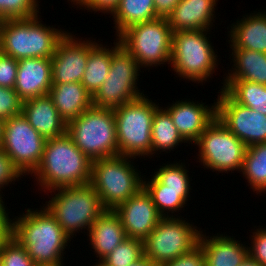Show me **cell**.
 <instances>
[{
	"label": "cell",
	"mask_w": 266,
	"mask_h": 266,
	"mask_svg": "<svg viewBox=\"0 0 266 266\" xmlns=\"http://www.w3.org/2000/svg\"><path fill=\"white\" fill-rule=\"evenodd\" d=\"M25 213L13 219L12 237L36 266H64L63 252L70 237L46 207L36 211L28 208Z\"/></svg>",
	"instance_id": "cell-1"
},
{
	"label": "cell",
	"mask_w": 266,
	"mask_h": 266,
	"mask_svg": "<svg viewBox=\"0 0 266 266\" xmlns=\"http://www.w3.org/2000/svg\"><path fill=\"white\" fill-rule=\"evenodd\" d=\"M92 161L65 134L46 139L41 162L32 173L44 192L90 184ZM46 189L47 191H45Z\"/></svg>",
	"instance_id": "cell-2"
},
{
	"label": "cell",
	"mask_w": 266,
	"mask_h": 266,
	"mask_svg": "<svg viewBox=\"0 0 266 266\" xmlns=\"http://www.w3.org/2000/svg\"><path fill=\"white\" fill-rule=\"evenodd\" d=\"M38 17L3 20L0 37L1 52L17 61L27 58H51L57 43L67 31L43 25Z\"/></svg>",
	"instance_id": "cell-3"
},
{
	"label": "cell",
	"mask_w": 266,
	"mask_h": 266,
	"mask_svg": "<svg viewBox=\"0 0 266 266\" xmlns=\"http://www.w3.org/2000/svg\"><path fill=\"white\" fill-rule=\"evenodd\" d=\"M132 158L119 155L92 161L90 185L106 210H115L143 188V176Z\"/></svg>",
	"instance_id": "cell-4"
},
{
	"label": "cell",
	"mask_w": 266,
	"mask_h": 266,
	"mask_svg": "<svg viewBox=\"0 0 266 266\" xmlns=\"http://www.w3.org/2000/svg\"><path fill=\"white\" fill-rule=\"evenodd\" d=\"M67 133L91 161L119 156L113 109L92 105L67 123Z\"/></svg>",
	"instance_id": "cell-5"
},
{
	"label": "cell",
	"mask_w": 266,
	"mask_h": 266,
	"mask_svg": "<svg viewBox=\"0 0 266 266\" xmlns=\"http://www.w3.org/2000/svg\"><path fill=\"white\" fill-rule=\"evenodd\" d=\"M158 108L148 96L142 95L113 109L119 155L133 160L136 156L152 155V121Z\"/></svg>",
	"instance_id": "cell-6"
},
{
	"label": "cell",
	"mask_w": 266,
	"mask_h": 266,
	"mask_svg": "<svg viewBox=\"0 0 266 266\" xmlns=\"http://www.w3.org/2000/svg\"><path fill=\"white\" fill-rule=\"evenodd\" d=\"M49 192L56 193L43 207L55 217L71 239L80 229H86L88 233L91 225L106 211L90 184L61 187Z\"/></svg>",
	"instance_id": "cell-7"
},
{
	"label": "cell",
	"mask_w": 266,
	"mask_h": 266,
	"mask_svg": "<svg viewBox=\"0 0 266 266\" xmlns=\"http://www.w3.org/2000/svg\"><path fill=\"white\" fill-rule=\"evenodd\" d=\"M209 31L211 30L173 33L170 65L179 77L203 83L215 72L218 56L207 37Z\"/></svg>",
	"instance_id": "cell-8"
},
{
	"label": "cell",
	"mask_w": 266,
	"mask_h": 266,
	"mask_svg": "<svg viewBox=\"0 0 266 266\" xmlns=\"http://www.w3.org/2000/svg\"><path fill=\"white\" fill-rule=\"evenodd\" d=\"M172 36L167 18L158 17L128 27L117 38L139 67L147 68L170 64Z\"/></svg>",
	"instance_id": "cell-9"
},
{
	"label": "cell",
	"mask_w": 266,
	"mask_h": 266,
	"mask_svg": "<svg viewBox=\"0 0 266 266\" xmlns=\"http://www.w3.org/2000/svg\"><path fill=\"white\" fill-rule=\"evenodd\" d=\"M116 41L115 46L111 48L108 77L92 96V104L95 107L115 109L144 95L137 87L140 73L138 62L118 38Z\"/></svg>",
	"instance_id": "cell-10"
},
{
	"label": "cell",
	"mask_w": 266,
	"mask_h": 266,
	"mask_svg": "<svg viewBox=\"0 0 266 266\" xmlns=\"http://www.w3.org/2000/svg\"><path fill=\"white\" fill-rule=\"evenodd\" d=\"M182 218L162 217L144 240V256L161 264L190 253L198 246L200 230Z\"/></svg>",
	"instance_id": "cell-11"
},
{
	"label": "cell",
	"mask_w": 266,
	"mask_h": 266,
	"mask_svg": "<svg viewBox=\"0 0 266 266\" xmlns=\"http://www.w3.org/2000/svg\"><path fill=\"white\" fill-rule=\"evenodd\" d=\"M199 147V162L213 171H240L247 146L216 118L194 143Z\"/></svg>",
	"instance_id": "cell-12"
},
{
	"label": "cell",
	"mask_w": 266,
	"mask_h": 266,
	"mask_svg": "<svg viewBox=\"0 0 266 266\" xmlns=\"http://www.w3.org/2000/svg\"><path fill=\"white\" fill-rule=\"evenodd\" d=\"M46 139L21 113L4 121L0 148L24 175L32 174L41 162Z\"/></svg>",
	"instance_id": "cell-13"
},
{
	"label": "cell",
	"mask_w": 266,
	"mask_h": 266,
	"mask_svg": "<svg viewBox=\"0 0 266 266\" xmlns=\"http://www.w3.org/2000/svg\"><path fill=\"white\" fill-rule=\"evenodd\" d=\"M220 90L216 102L218 120L247 147L266 143V115L237 103Z\"/></svg>",
	"instance_id": "cell-14"
},
{
	"label": "cell",
	"mask_w": 266,
	"mask_h": 266,
	"mask_svg": "<svg viewBox=\"0 0 266 266\" xmlns=\"http://www.w3.org/2000/svg\"><path fill=\"white\" fill-rule=\"evenodd\" d=\"M78 39L67 32L57 43L55 53L51 57L52 84L82 81L89 52L97 43L92 40Z\"/></svg>",
	"instance_id": "cell-15"
},
{
	"label": "cell",
	"mask_w": 266,
	"mask_h": 266,
	"mask_svg": "<svg viewBox=\"0 0 266 266\" xmlns=\"http://www.w3.org/2000/svg\"><path fill=\"white\" fill-rule=\"evenodd\" d=\"M114 211L121 218L127 238L142 241L148 237L162 218L151 196L144 188L120 204Z\"/></svg>",
	"instance_id": "cell-16"
},
{
	"label": "cell",
	"mask_w": 266,
	"mask_h": 266,
	"mask_svg": "<svg viewBox=\"0 0 266 266\" xmlns=\"http://www.w3.org/2000/svg\"><path fill=\"white\" fill-rule=\"evenodd\" d=\"M204 106L194 101H176L165 107L181 137L189 144L197 141L203 131L217 118L216 102ZM167 108V109H166Z\"/></svg>",
	"instance_id": "cell-17"
},
{
	"label": "cell",
	"mask_w": 266,
	"mask_h": 266,
	"mask_svg": "<svg viewBox=\"0 0 266 266\" xmlns=\"http://www.w3.org/2000/svg\"><path fill=\"white\" fill-rule=\"evenodd\" d=\"M51 86V58H27L18 60L14 90L23 101L49 94Z\"/></svg>",
	"instance_id": "cell-18"
},
{
	"label": "cell",
	"mask_w": 266,
	"mask_h": 266,
	"mask_svg": "<svg viewBox=\"0 0 266 266\" xmlns=\"http://www.w3.org/2000/svg\"><path fill=\"white\" fill-rule=\"evenodd\" d=\"M22 114L45 139L58 137L67 132V123L59 115L48 94L24 101Z\"/></svg>",
	"instance_id": "cell-19"
},
{
	"label": "cell",
	"mask_w": 266,
	"mask_h": 266,
	"mask_svg": "<svg viewBox=\"0 0 266 266\" xmlns=\"http://www.w3.org/2000/svg\"><path fill=\"white\" fill-rule=\"evenodd\" d=\"M218 0H181L167 17L173 33L190 30H209L214 21Z\"/></svg>",
	"instance_id": "cell-20"
},
{
	"label": "cell",
	"mask_w": 266,
	"mask_h": 266,
	"mask_svg": "<svg viewBox=\"0 0 266 266\" xmlns=\"http://www.w3.org/2000/svg\"><path fill=\"white\" fill-rule=\"evenodd\" d=\"M201 231L198 246L202 249L205 266H240L248 255V247L235 238L207 236ZM210 238V239H209Z\"/></svg>",
	"instance_id": "cell-21"
},
{
	"label": "cell",
	"mask_w": 266,
	"mask_h": 266,
	"mask_svg": "<svg viewBox=\"0 0 266 266\" xmlns=\"http://www.w3.org/2000/svg\"><path fill=\"white\" fill-rule=\"evenodd\" d=\"M88 232L92 249L99 257L97 264L127 239L121 218L114 210H106Z\"/></svg>",
	"instance_id": "cell-22"
},
{
	"label": "cell",
	"mask_w": 266,
	"mask_h": 266,
	"mask_svg": "<svg viewBox=\"0 0 266 266\" xmlns=\"http://www.w3.org/2000/svg\"><path fill=\"white\" fill-rule=\"evenodd\" d=\"M243 17L230 26V48L266 53V11Z\"/></svg>",
	"instance_id": "cell-23"
},
{
	"label": "cell",
	"mask_w": 266,
	"mask_h": 266,
	"mask_svg": "<svg viewBox=\"0 0 266 266\" xmlns=\"http://www.w3.org/2000/svg\"><path fill=\"white\" fill-rule=\"evenodd\" d=\"M48 95L66 123L79 117L93 105L91 94L81 82L52 84Z\"/></svg>",
	"instance_id": "cell-24"
},
{
	"label": "cell",
	"mask_w": 266,
	"mask_h": 266,
	"mask_svg": "<svg viewBox=\"0 0 266 266\" xmlns=\"http://www.w3.org/2000/svg\"><path fill=\"white\" fill-rule=\"evenodd\" d=\"M234 65L225 80H246L266 85V53L247 49H232ZM236 67V68H235Z\"/></svg>",
	"instance_id": "cell-25"
},
{
	"label": "cell",
	"mask_w": 266,
	"mask_h": 266,
	"mask_svg": "<svg viewBox=\"0 0 266 266\" xmlns=\"http://www.w3.org/2000/svg\"><path fill=\"white\" fill-rule=\"evenodd\" d=\"M111 14L117 36L132 25L159 17L155 12L154 0H119Z\"/></svg>",
	"instance_id": "cell-26"
},
{
	"label": "cell",
	"mask_w": 266,
	"mask_h": 266,
	"mask_svg": "<svg viewBox=\"0 0 266 266\" xmlns=\"http://www.w3.org/2000/svg\"><path fill=\"white\" fill-rule=\"evenodd\" d=\"M111 64V49L96 44L89 52L82 85L93 96L107 79Z\"/></svg>",
	"instance_id": "cell-27"
},
{
	"label": "cell",
	"mask_w": 266,
	"mask_h": 266,
	"mask_svg": "<svg viewBox=\"0 0 266 266\" xmlns=\"http://www.w3.org/2000/svg\"><path fill=\"white\" fill-rule=\"evenodd\" d=\"M222 84L237 103L266 115V85L246 80H224Z\"/></svg>",
	"instance_id": "cell-28"
},
{
	"label": "cell",
	"mask_w": 266,
	"mask_h": 266,
	"mask_svg": "<svg viewBox=\"0 0 266 266\" xmlns=\"http://www.w3.org/2000/svg\"><path fill=\"white\" fill-rule=\"evenodd\" d=\"M162 108H158L153 116L151 131L152 155L158 150H161L160 152H166L167 150L171 152L179 143L186 142L174 126L170 114Z\"/></svg>",
	"instance_id": "cell-29"
},
{
	"label": "cell",
	"mask_w": 266,
	"mask_h": 266,
	"mask_svg": "<svg viewBox=\"0 0 266 266\" xmlns=\"http://www.w3.org/2000/svg\"><path fill=\"white\" fill-rule=\"evenodd\" d=\"M241 172L254 192H266V143L247 147Z\"/></svg>",
	"instance_id": "cell-30"
},
{
	"label": "cell",
	"mask_w": 266,
	"mask_h": 266,
	"mask_svg": "<svg viewBox=\"0 0 266 266\" xmlns=\"http://www.w3.org/2000/svg\"><path fill=\"white\" fill-rule=\"evenodd\" d=\"M156 171L152 179L148 182L143 181L144 189H173V190H189L190 177L188 176L185 165L180 162L174 164H164Z\"/></svg>",
	"instance_id": "cell-31"
},
{
	"label": "cell",
	"mask_w": 266,
	"mask_h": 266,
	"mask_svg": "<svg viewBox=\"0 0 266 266\" xmlns=\"http://www.w3.org/2000/svg\"><path fill=\"white\" fill-rule=\"evenodd\" d=\"M144 257V241L127 238L93 266H130Z\"/></svg>",
	"instance_id": "cell-32"
},
{
	"label": "cell",
	"mask_w": 266,
	"mask_h": 266,
	"mask_svg": "<svg viewBox=\"0 0 266 266\" xmlns=\"http://www.w3.org/2000/svg\"><path fill=\"white\" fill-rule=\"evenodd\" d=\"M151 196L158 213L162 217H173L171 213L178 212L185 207L190 190L173 189H145ZM178 210V211H177ZM170 214V215H169Z\"/></svg>",
	"instance_id": "cell-33"
},
{
	"label": "cell",
	"mask_w": 266,
	"mask_h": 266,
	"mask_svg": "<svg viewBox=\"0 0 266 266\" xmlns=\"http://www.w3.org/2000/svg\"><path fill=\"white\" fill-rule=\"evenodd\" d=\"M38 0H0V19H29L39 16Z\"/></svg>",
	"instance_id": "cell-34"
},
{
	"label": "cell",
	"mask_w": 266,
	"mask_h": 266,
	"mask_svg": "<svg viewBox=\"0 0 266 266\" xmlns=\"http://www.w3.org/2000/svg\"><path fill=\"white\" fill-rule=\"evenodd\" d=\"M0 266H36L25 248L13 237L0 245Z\"/></svg>",
	"instance_id": "cell-35"
},
{
	"label": "cell",
	"mask_w": 266,
	"mask_h": 266,
	"mask_svg": "<svg viewBox=\"0 0 266 266\" xmlns=\"http://www.w3.org/2000/svg\"><path fill=\"white\" fill-rule=\"evenodd\" d=\"M23 100L14 89L0 87V119L6 120L20 115Z\"/></svg>",
	"instance_id": "cell-36"
},
{
	"label": "cell",
	"mask_w": 266,
	"mask_h": 266,
	"mask_svg": "<svg viewBox=\"0 0 266 266\" xmlns=\"http://www.w3.org/2000/svg\"><path fill=\"white\" fill-rule=\"evenodd\" d=\"M18 61L0 53V87L14 89L17 77Z\"/></svg>",
	"instance_id": "cell-37"
},
{
	"label": "cell",
	"mask_w": 266,
	"mask_h": 266,
	"mask_svg": "<svg viewBox=\"0 0 266 266\" xmlns=\"http://www.w3.org/2000/svg\"><path fill=\"white\" fill-rule=\"evenodd\" d=\"M21 175L24 176L11 158L0 148V191L12 181L14 182L16 179L18 181V177L21 178Z\"/></svg>",
	"instance_id": "cell-38"
},
{
	"label": "cell",
	"mask_w": 266,
	"mask_h": 266,
	"mask_svg": "<svg viewBox=\"0 0 266 266\" xmlns=\"http://www.w3.org/2000/svg\"><path fill=\"white\" fill-rule=\"evenodd\" d=\"M251 239L253 245L248 247V255L261 266H266V228H258L251 235Z\"/></svg>",
	"instance_id": "cell-39"
},
{
	"label": "cell",
	"mask_w": 266,
	"mask_h": 266,
	"mask_svg": "<svg viewBox=\"0 0 266 266\" xmlns=\"http://www.w3.org/2000/svg\"><path fill=\"white\" fill-rule=\"evenodd\" d=\"M160 266H205V258L202 249L197 246L190 253L181 255Z\"/></svg>",
	"instance_id": "cell-40"
},
{
	"label": "cell",
	"mask_w": 266,
	"mask_h": 266,
	"mask_svg": "<svg viewBox=\"0 0 266 266\" xmlns=\"http://www.w3.org/2000/svg\"><path fill=\"white\" fill-rule=\"evenodd\" d=\"M74 5H79V7H85L87 10L100 11L103 13H112L117 7L119 0H71Z\"/></svg>",
	"instance_id": "cell-41"
},
{
	"label": "cell",
	"mask_w": 266,
	"mask_h": 266,
	"mask_svg": "<svg viewBox=\"0 0 266 266\" xmlns=\"http://www.w3.org/2000/svg\"><path fill=\"white\" fill-rule=\"evenodd\" d=\"M0 195V245L12 237V229H13V220L8 216V211L6 212V208L4 202L2 200L3 197Z\"/></svg>",
	"instance_id": "cell-42"
},
{
	"label": "cell",
	"mask_w": 266,
	"mask_h": 266,
	"mask_svg": "<svg viewBox=\"0 0 266 266\" xmlns=\"http://www.w3.org/2000/svg\"><path fill=\"white\" fill-rule=\"evenodd\" d=\"M181 0H154L155 12L159 17L167 18Z\"/></svg>",
	"instance_id": "cell-43"
},
{
	"label": "cell",
	"mask_w": 266,
	"mask_h": 266,
	"mask_svg": "<svg viewBox=\"0 0 266 266\" xmlns=\"http://www.w3.org/2000/svg\"><path fill=\"white\" fill-rule=\"evenodd\" d=\"M130 266H158V265L153 263L149 258L144 256L139 261L131 264Z\"/></svg>",
	"instance_id": "cell-44"
},
{
	"label": "cell",
	"mask_w": 266,
	"mask_h": 266,
	"mask_svg": "<svg viewBox=\"0 0 266 266\" xmlns=\"http://www.w3.org/2000/svg\"><path fill=\"white\" fill-rule=\"evenodd\" d=\"M240 266H261L255 259L247 255Z\"/></svg>",
	"instance_id": "cell-45"
},
{
	"label": "cell",
	"mask_w": 266,
	"mask_h": 266,
	"mask_svg": "<svg viewBox=\"0 0 266 266\" xmlns=\"http://www.w3.org/2000/svg\"><path fill=\"white\" fill-rule=\"evenodd\" d=\"M4 121L5 120L0 119V146H1L2 138H3Z\"/></svg>",
	"instance_id": "cell-46"
},
{
	"label": "cell",
	"mask_w": 266,
	"mask_h": 266,
	"mask_svg": "<svg viewBox=\"0 0 266 266\" xmlns=\"http://www.w3.org/2000/svg\"><path fill=\"white\" fill-rule=\"evenodd\" d=\"M3 20L0 19V37H1V25H2Z\"/></svg>",
	"instance_id": "cell-47"
}]
</instances>
